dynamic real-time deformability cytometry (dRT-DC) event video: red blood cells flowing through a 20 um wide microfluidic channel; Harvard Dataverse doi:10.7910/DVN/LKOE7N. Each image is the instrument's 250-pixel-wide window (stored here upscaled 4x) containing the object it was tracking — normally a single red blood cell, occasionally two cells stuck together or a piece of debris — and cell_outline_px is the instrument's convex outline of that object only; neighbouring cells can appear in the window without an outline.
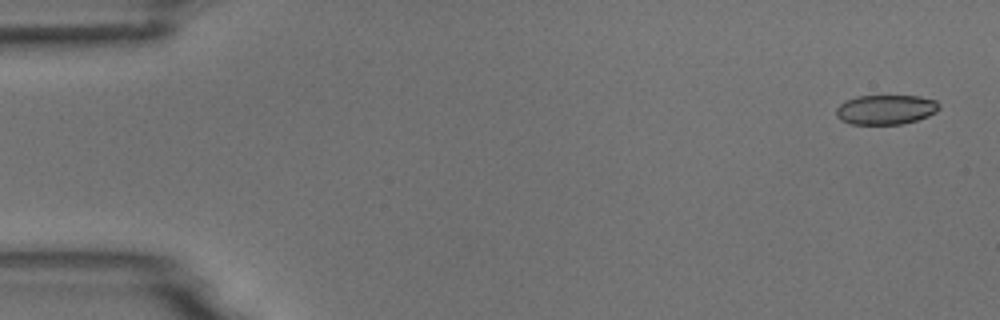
{"species": "common noctule bat (a hibernating species)", "species_latin": "Nyctalus noctula", "temperature_condition": "room temperature", "stored_images_in_passage": 5, "camera_frame_rate_fps": 3000, "um_per_image_px": 0.085, "animal": {"sex": "male", "body_mass_g": 18.8}, "frame": {"image": 1, "passage_image": 1, "time_ms": 0.0, "image_size_px": [1000, 320], "cell_outline_px": [[940, 108], [936, 112], [928, 116], [904, 124], [852, 124], [840, 120], [836, 116], [836, 108], [840, 104], [856, 96], [920, 96], [936, 100], [940, 104]], "centroid_in_image_um": [75.31, 9.32], "position_along_channel_um": 9.7, "area_um2": 17.86}}
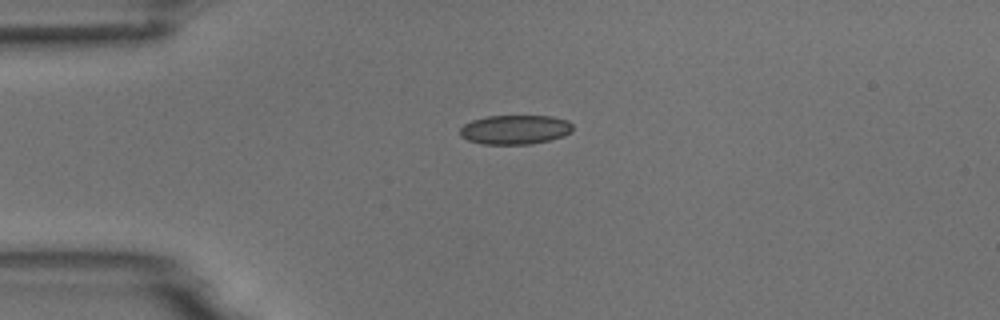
{"frame": {"image": 2, "passage_image": 4, "time_ms": 3.667, "image_size_px": [1000, 320], "cell_outline_px": [[572, 132], [564, 136], [548, 140], [528, 144], [484, 144], [468, 140], [460, 136], [460, 128], [464, 124], [472, 120], [488, 116], [552, 116], [568, 120], [572, 124]], "centroid_in_image_um": [43.79, 11.01], "position_along_channel_um": 41.2, "area_um2": 19.25}}